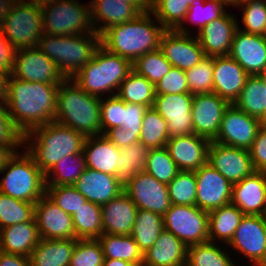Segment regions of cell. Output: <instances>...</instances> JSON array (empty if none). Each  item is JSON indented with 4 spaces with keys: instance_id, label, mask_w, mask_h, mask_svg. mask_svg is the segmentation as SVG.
<instances>
[{
    "instance_id": "57",
    "label": "cell",
    "mask_w": 266,
    "mask_h": 266,
    "mask_svg": "<svg viewBox=\"0 0 266 266\" xmlns=\"http://www.w3.org/2000/svg\"><path fill=\"white\" fill-rule=\"evenodd\" d=\"M248 151L254 170L266 172V123L258 130Z\"/></svg>"
},
{
    "instance_id": "23",
    "label": "cell",
    "mask_w": 266,
    "mask_h": 266,
    "mask_svg": "<svg viewBox=\"0 0 266 266\" xmlns=\"http://www.w3.org/2000/svg\"><path fill=\"white\" fill-rule=\"evenodd\" d=\"M209 144L193 133L169 138L166 148L180 171H196L207 163Z\"/></svg>"
},
{
    "instance_id": "2",
    "label": "cell",
    "mask_w": 266,
    "mask_h": 266,
    "mask_svg": "<svg viewBox=\"0 0 266 266\" xmlns=\"http://www.w3.org/2000/svg\"><path fill=\"white\" fill-rule=\"evenodd\" d=\"M154 20L157 21L150 10L140 13L132 21L106 29L100 35V44L108 51L133 63L143 54L160 47V40L166 29L159 21L156 24Z\"/></svg>"
},
{
    "instance_id": "26",
    "label": "cell",
    "mask_w": 266,
    "mask_h": 266,
    "mask_svg": "<svg viewBox=\"0 0 266 266\" xmlns=\"http://www.w3.org/2000/svg\"><path fill=\"white\" fill-rule=\"evenodd\" d=\"M101 211L104 234H131L138 208L124 191L101 205Z\"/></svg>"
},
{
    "instance_id": "21",
    "label": "cell",
    "mask_w": 266,
    "mask_h": 266,
    "mask_svg": "<svg viewBox=\"0 0 266 266\" xmlns=\"http://www.w3.org/2000/svg\"><path fill=\"white\" fill-rule=\"evenodd\" d=\"M229 56L249 74L266 70V37L237 28Z\"/></svg>"
},
{
    "instance_id": "20",
    "label": "cell",
    "mask_w": 266,
    "mask_h": 266,
    "mask_svg": "<svg viewBox=\"0 0 266 266\" xmlns=\"http://www.w3.org/2000/svg\"><path fill=\"white\" fill-rule=\"evenodd\" d=\"M34 218L40 238H76L72 216L58 207L46 194L36 202Z\"/></svg>"
},
{
    "instance_id": "37",
    "label": "cell",
    "mask_w": 266,
    "mask_h": 266,
    "mask_svg": "<svg viewBox=\"0 0 266 266\" xmlns=\"http://www.w3.org/2000/svg\"><path fill=\"white\" fill-rule=\"evenodd\" d=\"M189 6L184 0H150V11L166 30L185 34L191 33L184 26Z\"/></svg>"
},
{
    "instance_id": "44",
    "label": "cell",
    "mask_w": 266,
    "mask_h": 266,
    "mask_svg": "<svg viewBox=\"0 0 266 266\" xmlns=\"http://www.w3.org/2000/svg\"><path fill=\"white\" fill-rule=\"evenodd\" d=\"M35 204L0 193V229L33 220Z\"/></svg>"
},
{
    "instance_id": "48",
    "label": "cell",
    "mask_w": 266,
    "mask_h": 266,
    "mask_svg": "<svg viewBox=\"0 0 266 266\" xmlns=\"http://www.w3.org/2000/svg\"><path fill=\"white\" fill-rule=\"evenodd\" d=\"M167 186L171 204L196 205L197 183L194 171H180Z\"/></svg>"
},
{
    "instance_id": "49",
    "label": "cell",
    "mask_w": 266,
    "mask_h": 266,
    "mask_svg": "<svg viewBox=\"0 0 266 266\" xmlns=\"http://www.w3.org/2000/svg\"><path fill=\"white\" fill-rule=\"evenodd\" d=\"M230 5L223 0H203L191 4L187 11L184 22L193 23L197 30H201L205 25L213 20L222 17L226 12V7Z\"/></svg>"
},
{
    "instance_id": "33",
    "label": "cell",
    "mask_w": 266,
    "mask_h": 266,
    "mask_svg": "<svg viewBox=\"0 0 266 266\" xmlns=\"http://www.w3.org/2000/svg\"><path fill=\"white\" fill-rule=\"evenodd\" d=\"M244 214L233 204L221 206L208 213L209 241L224 243L233 238Z\"/></svg>"
},
{
    "instance_id": "11",
    "label": "cell",
    "mask_w": 266,
    "mask_h": 266,
    "mask_svg": "<svg viewBox=\"0 0 266 266\" xmlns=\"http://www.w3.org/2000/svg\"><path fill=\"white\" fill-rule=\"evenodd\" d=\"M11 76L22 81L60 84L66 78L57 65L37 47L16 51Z\"/></svg>"
},
{
    "instance_id": "8",
    "label": "cell",
    "mask_w": 266,
    "mask_h": 266,
    "mask_svg": "<svg viewBox=\"0 0 266 266\" xmlns=\"http://www.w3.org/2000/svg\"><path fill=\"white\" fill-rule=\"evenodd\" d=\"M82 5L79 0H52L42 4L43 32L55 36L95 32L90 3Z\"/></svg>"
},
{
    "instance_id": "17",
    "label": "cell",
    "mask_w": 266,
    "mask_h": 266,
    "mask_svg": "<svg viewBox=\"0 0 266 266\" xmlns=\"http://www.w3.org/2000/svg\"><path fill=\"white\" fill-rule=\"evenodd\" d=\"M190 93L156 95L153 108L167 120L171 137L193 134L192 101Z\"/></svg>"
},
{
    "instance_id": "55",
    "label": "cell",
    "mask_w": 266,
    "mask_h": 266,
    "mask_svg": "<svg viewBox=\"0 0 266 266\" xmlns=\"http://www.w3.org/2000/svg\"><path fill=\"white\" fill-rule=\"evenodd\" d=\"M189 93L186 71L172 67L155 85V94H180Z\"/></svg>"
},
{
    "instance_id": "42",
    "label": "cell",
    "mask_w": 266,
    "mask_h": 266,
    "mask_svg": "<svg viewBox=\"0 0 266 266\" xmlns=\"http://www.w3.org/2000/svg\"><path fill=\"white\" fill-rule=\"evenodd\" d=\"M220 247L209 240L188 246L186 266H237L228 251Z\"/></svg>"
},
{
    "instance_id": "1",
    "label": "cell",
    "mask_w": 266,
    "mask_h": 266,
    "mask_svg": "<svg viewBox=\"0 0 266 266\" xmlns=\"http://www.w3.org/2000/svg\"><path fill=\"white\" fill-rule=\"evenodd\" d=\"M59 85L22 81L9 76L7 110L14 126L23 135L53 122Z\"/></svg>"
},
{
    "instance_id": "67",
    "label": "cell",
    "mask_w": 266,
    "mask_h": 266,
    "mask_svg": "<svg viewBox=\"0 0 266 266\" xmlns=\"http://www.w3.org/2000/svg\"><path fill=\"white\" fill-rule=\"evenodd\" d=\"M18 1H25V2H30L33 4L42 5V4H45V3L50 2L52 0H18Z\"/></svg>"
},
{
    "instance_id": "47",
    "label": "cell",
    "mask_w": 266,
    "mask_h": 266,
    "mask_svg": "<svg viewBox=\"0 0 266 266\" xmlns=\"http://www.w3.org/2000/svg\"><path fill=\"white\" fill-rule=\"evenodd\" d=\"M173 66L160 49L145 53L132 63L133 70L156 85Z\"/></svg>"
},
{
    "instance_id": "62",
    "label": "cell",
    "mask_w": 266,
    "mask_h": 266,
    "mask_svg": "<svg viewBox=\"0 0 266 266\" xmlns=\"http://www.w3.org/2000/svg\"><path fill=\"white\" fill-rule=\"evenodd\" d=\"M18 0H0V24L8 16L10 10Z\"/></svg>"
},
{
    "instance_id": "51",
    "label": "cell",
    "mask_w": 266,
    "mask_h": 266,
    "mask_svg": "<svg viewBox=\"0 0 266 266\" xmlns=\"http://www.w3.org/2000/svg\"><path fill=\"white\" fill-rule=\"evenodd\" d=\"M104 259L98 239H77L69 266H103Z\"/></svg>"
},
{
    "instance_id": "27",
    "label": "cell",
    "mask_w": 266,
    "mask_h": 266,
    "mask_svg": "<svg viewBox=\"0 0 266 266\" xmlns=\"http://www.w3.org/2000/svg\"><path fill=\"white\" fill-rule=\"evenodd\" d=\"M72 186H74L87 201L98 205L108 203L124 191L116 181L114 175L87 167Z\"/></svg>"
},
{
    "instance_id": "70",
    "label": "cell",
    "mask_w": 266,
    "mask_h": 266,
    "mask_svg": "<svg viewBox=\"0 0 266 266\" xmlns=\"http://www.w3.org/2000/svg\"><path fill=\"white\" fill-rule=\"evenodd\" d=\"M263 217H264V219H265V223H266V209H265V212H264V214H263Z\"/></svg>"
},
{
    "instance_id": "15",
    "label": "cell",
    "mask_w": 266,
    "mask_h": 266,
    "mask_svg": "<svg viewBox=\"0 0 266 266\" xmlns=\"http://www.w3.org/2000/svg\"><path fill=\"white\" fill-rule=\"evenodd\" d=\"M138 209L152 211L163 216L171 206L168 186L146 171L137 173L124 189Z\"/></svg>"
},
{
    "instance_id": "13",
    "label": "cell",
    "mask_w": 266,
    "mask_h": 266,
    "mask_svg": "<svg viewBox=\"0 0 266 266\" xmlns=\"http://www.w3.org/2000/svg\"><path fill=\"white\" fill-rule=\"evenodd\" d=\"M263 122L230 104L225 110L216 139L217 143L249 150Z\"/></svg>"
},
{
    "instance_id": "32",
    "label": "cell",
    "mask_w": 266,
    "mask_h": 266,
    "mask_svg": "<svg viewBox=\"0 0 266 266\" xmlns=\"http://www.w3.org/2000/svg\"><path fill=\"white\" fill-rule=\"evenodd\" d=\"M76 238H41L30 255L31 266H69Z\"/></svg>"
},
{
    "instance_id": "3",
    "label": "cell",
    "mask_w": 266,
    "mask_h": 266,
    "mask_svg": "<svg viewBox=\"0 0 266 266\" xmlns=\"http://www.w3.org/2000/svg\"><path fill=\"white\" fill-rule=\"evenodd\" d=\"M85 139L80 132L53 121L25 133L23 145L27 144L25 151L46 174L64 156L82 152Z\"/></svg>"
},
{
    "instance_id": "24",
    "label": "cell",
    "mask_w": 266,
    "mask_h": 266,
    "mask_svg": "<svg viewBox=\"0 0 266 266\" xmlns=\"http://www.w3.org/2000/svg\"><path fill=\"white\" fill-rule=\"evenodd\" d=\"M231 204L244 215L263 216L266 209V172L254 171L232 186Z\"/></svg>"
},
{
    "instance_id": "66",
    "label": "cell",
    "mask_w": 266,
    "mask_h": 266,
    "mask_svg": "<svg viewBox=\"0 0 266 266\" xmlns=\"http://www.w3.org/2000/svg\"><path fill=\"white\" fill-rule=\"evenodd\" d=\"M257 76L260 78L263 87L266 89V70H264L263 72H260L259 74H257Z\"/></svg>"
},
{
    "instance_id": "65",
    "label": "cell",
    "mask_w": 266,
    "mask_h": 266,
    "mask_svg": "<svg viewBox=\"0 0 266 266\" xmlns=\"http://www.w3.org/2000/svg\"><path fill=\"white\" fill-rule=\"evenodd\" d=\"M103 266H137V265L120 259L105 258Z\"/></svg>"
},
{
    "instance_id": "61",
    "label": "cell",
    "mask_w": 266,
    "mask_h": 266,
    "mask_svg": "<svg viewBox=\"0 0 266 266\" xmlns=\"http://www.w3.org/2000/svg\"><path fill=\"white\" fill-rule=\"evenodd\" d=\"M8 73L0 71V103H6L7 101V89H8Z\"/></svg>"
},
{
    "instance_id": "5",
    "label": "cell",
    "mask_w": 266,
    "mask_h": 266,
    "mask_svg": "<svg viewBox=\"0 0 266 266\" xmlns=\"http://www.w3.org/2000/svg\"><path fill=\"white\" fill-rule=\"evenodd\" d=\"M132 70L130 60L108 51L100 44L93 58L71 79L88 94L103 97L108 93L110 95L107 96H113Z\"/></svg>"
},
{
    "instance_id": "63",
    "label": "cell",
    "mask_w": 266,
    "mask_h": 266,
    "mask_svg": "<svg viewBox=\"0 0 266 266\" xmlns=\"http://www.w3.org/2000/svg\"><path fill=\"white\" fill-rule=\"evenodd\" d=\"M132 4L140 13L150 10V0H121Z\"/></svg>"
},
{
    "instance_id": "30",
    "label": "cell",
    "mask_w": 266,
    "mask_h": 266,
    "mask_svg": "<svg viewBox=\"0 0 266 266\" xmlns=\"http://www.w3.org/2000/svg\"><path fill=\"white\" fill-rule=\"evenodd\" d=\"M35 218L25 223H18L0 229V251L30 257L40 241Z\"/></svg>"
},
{
    "instance_id": "14",
    "label": "cell",
    "mask_w": 266,
    "mask_h": 266,
    "mask_svg": "<svg viewBox=\"0 0 266 266\" xmlns=\"http://www.w3.org/2000/svg\"><path fill=\"white\" fill-rule=\"evenodd\" d=\"M207 163L232 185L251 175L255 170L248 150L210 141Z\"/></svg>"
},
{
    "instance_id": "4",
    "label": "cell",
    "mask_w": 266,
    "mask_h": 266,
    "mask_svg": "<svg viewBox=\"0 0 266 266\" xmlns=\"http://www.w3.org/2000/svg\"><path fill=\"white\" fill-rule=\"evenodd\" d=\"M101 97L85 92L72 79L59 85L54 122L85 137L101 135Z\"/></svg>"
},
{
    "instance_id": "59",
    "label": "cell",
    "mask_w": 266,
    "mask_h": 266,
    "mask_svg": "<svg viewBox=\"0 0 266 266\" xmlns=\"http://www.w3.org/2000/svg\"><path fill=\"white\" fill-rule=\"evenodd\" d=\"M129 132V130L125 131L122 128H113L108 130L104 136L117 148H121L139 142V136H134V134H130Z\"/></svg>"
},
{
    "instance_id": "41",
    "label": "cell",
    "mask_w": 266,
    "mask_h": 266,
    "mask_svg": "<svg viewBox=\"0 0 266 266\" xmlns=\"http://www.w3.org/2000/svg\"><path fill=\"white\" fill-rule=\"evenodd\" d=\"M76 239H97L103 234L101 205L87 201L72 215Z\"/></svg>"
},
{
    "instance_id": "9",
    "label": "cell",
    "mask_w": 266,
    "mask_h": 266,
    "mask_svg": "<svg viewBox=\"0 0 266 266\" xmlns=\"http://www.w3.org/2000/svg\"><path fill=\"white\" fill-rule=\"evenodd\" d=\"M0 32L16 50L37 47L44 34L41 5L17 1L0 24Z\"/></svg>"
},
{
    "instance_id": "16",
    "label": "cell",
    "mask_w": 266,
    "mask_h": 266,
    "mask_svg": "<svg viewBox=\"0 0 266 266\" xmlns=\"http://www.w3.org/2000/svg\"><path fill=\"white\" fill-rule=\"evenodd\" d=\"M230 103L216 93L195 94L192 101V121L194 133L209 141L218 135L225 110Z\"/></svg>"
},
{
    "instance_id": "56",
    "label": "cell",
    "mask_w": 266,
    "mask_h": 266,
    "mask_svg": "<svg viewBox=\"0 0 266 266\" xmlns=\"http://www.w3.org/2000/svg\"><path fill=\"white\" fill-rule=\"evenodd\" d=\"M147 109L148 107L142 104L125 102L121 128L125 131L129 130V133L134 134V136H140L144 113Z\"/></svg>"
},
{
    "instance_id": "46",
    "label": "cell",
    "mask_w": 266,
    "mask_h": 266,
    "mask_svg": "<svg viewBox=\"0 0 266 266\" xmlns=\"http://www.w3.org/2000/svg\"><path fill=\"white\" fill-rule=\"evenodd\" d=\"M233 7L241 8L242 31L264 36L266 30V1L265 0H236Z\"/></svg>"
},
{
    "instance_id": "58",
    "label": "cell",
    "mask_w": 266,
    "mask_h": 266,
    "mask_svg": "<svg viewBox=\"0 0 266 266\" xmlns=\"http://www.w3.org/2000/svg\"><path fill=\"white\" fill-rule=\"evenodd\" d=\"M16 49L8 39L0 32V71L11 75Z\"/></svg>"
},
{
    "instance_id": "53",
    "label": "cell",
    "mask_w": 266,
    "mask_h": 266,
    "mask_svg": "<svg viewBox=\"0 0 266 266\" xmlns=\"http://www.w3.org/2000/svg\"><path fill=\"white\" fill-rule=\"evenodd\" d=\"M105 99L101 97L100 103L103 135L113 128H121L123 110H125V102L117 95L105 96Z\"/></svg>"
},
{
    "instance_id": "22",
    "label": "cell",
    "mask_w": 266,
    "mask_h": 266,
    "mask_svg": "<svg viewBox=\"0 0 266 266\" xmlns=\"http://www.w3.org/2000/svg\"><path fill=\"white\" fill-rule=\"evenodd\" d=\"M230 13L213 20L199 30L196 35L205 57L229 55L238 20Z\"/></svg>"
},
{
    "instance_id": "19",
    "label": "cell",
    "mask_w": 266,
    "mask_h": 266,
    "mask_svg": "<svg viewBox=\"0 0 266 266\" xmlns=\"http://www.w3.org/2000/svg\"><path fill=\"white\" fill-rule=\"evenodd\" d=\"M159 49L173 67L185 71L205 58L197 37L177 30H166L163 33Z\"/></svg>"
},
{
    "instance_id": "43",
    "label": "cell",
    "mask_w": 266,
    "mask_h": 266,
    "mask_svg": "<svg viewBox=\"0 0 266 266\" xmlns=\"http://www.w3.org/2000/svg\"><path fill=\"white\" fill-rule=\"evenodd\" d=\"M169 138L167 120L153 107L148 108L144 113L139 142L149 149H155L166 147Z\"/></svg>"
},
{
    "instance_id": "6",
    "label": "cell",
    "mask_w": 266,
    "mask_h": 266,
    "mask_svg": "<svg viewBox=\"0 0 266 266\" xmlns=\"http://www.w3.org/2000/svg\"><path fill=\"white\" fill-rule=\"evenodd\" d=\"M99 45L97 32L66 36L44 33L37 48L57 65L66 79H71L93 58Z\"/></svg>"
},
{
    "instance_id": "35",
    "label": "cell",
    "mask_w": 266,
    "mask_h": 266,
    "mask_svg": "<svg viewBox=\"0 0 266 266\" xmlns=\"http://www.w3.org/2000/svg\"><path fill=\"white\" fill-rule=\"evenodd\" d=\"M105 258L143 265L144 253L130 235L102 234L97 238Z\"/></svg>"
},
{
    "instance_id": "69",
    "label": "cell",
    "mask_w": 266,
    "mask_h": 266,
    "mask_svg": "<svg viewBox=\"0 0 266 266\" xmlns=\"http://www.w3.org/2000/svg\"><path fill=\"white\" fill-rule=\"evenodd\" d=\"M184 1H187L189 3V5H191V4H194L196 2L203 1V0H184Z\"/></svg>"
},
{
    "instance_id": "36",
    "label": "cell",
    "mask_w": 266,
    "mask_h": 266,
    "mask_svg": "<svg viewBox=\"0 0 266 266\" xmlns=\"http://www.w3.org/2000/svg\"><path fill=\"white\" fill-rule=\"evenodd\" d=\"M233 105L266 123V89L257 75H249Z\"/></svg>"
},
{
    "instance_id": "52",
    "label": "cell",
    "mask_w": 266,
    "mask_h": 266,
    "mask_svg": "<svg viewBox=\"0 0 266 266\" xmlns=\"http://www.w3.org/2000/svg\"><path fill=\"white\" fill-rule=\"evenodd\" d=\"M45 194L71 216L87 202L74 186H46Z\"/></svg>"
},
{
    "instance_id": "54",
    "label": "cell",
    "mask_w": 266,
    "mask_h": 266,
    "mask_svg": "<svg viewBox=\"0 0 266 266\" xmlns=\"http://www.w3.org/2000/svg\"><path fill=\"white\" fill-rule=\"evenodd\" d=\"M0 145L7 147L13 154L23 146V134L14 126L6 103H0Z\"/></svg>"
},
{
    "instance_id": "39",
    "label": "cell",
    "mask_w": 266,
    "mask_h": 266,
    "mask_svg": "<svg viewBox=\"0 0 266 266\" xmlns=\"http://www.w3.org/2000/svg\"><path fill=\"white\" fill-rule=\"evenodd\" d=\"M86 169L84 152L61 158L46 174V186H72Z\"/></svg>"
},
{
    "instance_id": "10",
    "label": "cell",
    "mask_w": 266,
    "mask_h": 266,
    "mask_svg": "<svg viewBox=\"0 0 266 266\" xmlns=\"http://www.w3.org/2000/svg\"><path fill=\"white\" fill-rule=\"evenodd\" d=\"M164 229L187 247L209 240L208 212L197 205H173L163 215Z\"/></svg>"
},
{
    "instance_id": "31",
    "label": "cell",
    "mask_w": 266,
    "mask_h": 266,
    "mask_svg": "<svg viewBox=\"0 0 266 266\" xmlns=\"http://www.w3.org/2000/svg\"><path fill=\"white\" fill-rule=\"evenodd\" d=\"M83 152L87 168L115 175L120 151L106 136L86 137Z\"/></svg>"
},
{
    "instance_id": "25",
    "label": "cell",
    "mask_w": 266,
    "mask_h": 266,
    "mask_svg": "<svg viewBox=\"0 0 266 266\" xmlns=\"http://www.w3.org/2000/svg\"><path fill=\"white\" fill-rule=\"evenodd\" d=\"M213 63V92L233 104L249 74L229 55L213 57Z\"/></svg>"
},
{
    "instance_id": "45",
    "label": "cell",
    "mask_w": 266,
    "mask_h": 266,
    "mask_svg": "<svg viewBox=\"0 0 266 266\" xmlns=\"http://www.w3.org/2000/svg\"><path fill=\"white\" fill-rule=\"evenodd\" d=\"M145 171L159 182L167 185L180 172L166 147L149 150L145 163Z\"/></svg>"
},
{
    "instance_id": "12",
    "label": "cell",
    "mask_w": 266,
    "mask_h": 266,
    "mask_svg": "<svg viewBox=\"0 0 266 266\" xmlns=\"http://www.w3.org/2000/svg\"><path fill=\"white\" fill-rule=\"evenodd\" d=\"M246 256L254 266L266 262V223L263 216L244 215L233 238L226 245Z\"/></svg>"
},
{
    "instance_id": "38",
    "label": "cell",
    "mask_w": 266,
    "mask_h": 266,
    "mask_svg": "<svg viewBox=\"0 0 266 266\" xmlns=\"http://www.w3.org/2000/svg\"><path fill=\"white\" fill-rule=\"evenodd\" d=\"M115 94L126 103L142 104L153 107L155 101V85L144 76L132 70L121 82Z\"/></svg>"
},
{
    "instance_id": "50",
    "label": "cell",
    "mask_w": 266,
    "mask_h": 266,
    "mask_svg": "<svg viewBox=\"0 0 266 266\" xmlns=\"http://www.w3.org/2000/svg\"><path fill=\"white\" fill-rule=\"evenodd\" d=\"M213 57H205L186 70L187 85L192 95L213 92Z\"/></svg>"
},
{
    "instance_id": "64",
    "label": "cell",
    "mask_w": 266,
    "mask_h": 266,
    "mask_svg": "<svg viewBox=\"0 0 266 266\" xmlns=\"http://www.w3.org/2000/svg\"><path fill=\"white\" fill-rule=\"evenodd\" d=\"M13 155V153L7 148L0 145V171L4 168L7 160Z\"/></svg>"
},
{
    "instance_id": "68",
    "label": "cell",
    "mask_w": 266,
    "mask_h": 266,
    "mask_svg": "<svg viewBox=\"0 0 266 266\" xmlns=\"http://www.w3.org/2000/svg\"><path fill=\"white\" fill-rule=\"evenodd\" d=\"M223 1L227 2L232 7H233L234 3L236 2V0H223Z\"/></svg>"
},
{
    "instance_id": "7",
    "label": "cell",
    "mask_w": 266,
    "mask_h": 266,
    "mask_svg": "<svg viewBox=\"0 0 266 266\" xmlns=\"http://www.w3.org/2000/svg\"><path fill=\"white\" fill-rule=\"evenodd\" d=\"M3 173L0 193L29 203H36L46 193L45 174L26 151L14 153L0 171Z\"/></svg>"
},
{
    "instance_id": "60",
    "label": "cell",
    "mask_w": 266,
    "mask_h": 266,
    "mask_svg": "<svg viewBox=\"0 0 266 266\" xmlns=\"http://www.w3.org/2000/svg\"><path fill=\"white\" fill-rule=\"evenodd\" d=\"M0 266H31L30 258L0 251Z\"/></svg>"
},
{
    "instance_id": "34",
    "label": "cell",
    "mask_w": 266,
    "mask_h": 266,
    "mask_svg": "<svg viewBox=\"0 0 266 266\" xmlns=\"http://www.w3.org/2000/svg\"><path fill=\"white\" fill-rule=\"evenodd\" d=\"M149 148L141 142L119 148V161L115 179L125 189L137 173L145 171Z\"/></svg>"
},
{
    "instance_id": "28",
    "label": "cell",
    "mask_w": 266,
    "mask_h": 266,
    "mask_svg": "<svg viewBox=\"0 0 266 266\" xmlns=\"http://www.w3.org/2000/svg\"><path fill=\"white\" fill-rule=\"evenodd\" d=\"M186 263L187 246L164 229L154 245L144 252L142 266H186Z\"/></svg>"
},
{
    "instance_id": "40",
    "label": "cell",
    "mask_w": 266,
    "mask_h": 266,
    "mask_svg": "<svg viewBox=\"0 0 266 266\" xmlns=\"http://www.w3.org/2000/svg\"><path fill=\"white\" fill-rule=\"evenodd\" d=\"M163 230V216L138 209L130 236L144 253L154 245Z\"/></svg>"
},
{
    "instance_id": "18",
    "label": "cell",
    "mask_w": 266,
    "mask_h": 266,
    "mask_svg": "<svg viewBox=\"0 0 266 266\" xmlns=\"http://www.w3.org/2000/svg\"><path fill=\"white\" fill-rule=\"evenodd\" d=\"M197 183L196 205L206 212L230 204L232 184L206 163L194 171Z\"/></svg>"
},
{
    "instance_id": "29",
    "label": "cell",
    "mask_w": 266,
    "mask_h": 266,
    "mask_svg": "<svg viewBox=\"0 0 266 266\" xmlns=\"http://www.w3.org/2000/svg\"><path fill=\"white\" fill-rule=\"evenodd\" d=\"M90 12L93 28L99 35L114 25L134 20L140 14L132 4L121 0H92Z\"/></svg>"
}]
</instances>
